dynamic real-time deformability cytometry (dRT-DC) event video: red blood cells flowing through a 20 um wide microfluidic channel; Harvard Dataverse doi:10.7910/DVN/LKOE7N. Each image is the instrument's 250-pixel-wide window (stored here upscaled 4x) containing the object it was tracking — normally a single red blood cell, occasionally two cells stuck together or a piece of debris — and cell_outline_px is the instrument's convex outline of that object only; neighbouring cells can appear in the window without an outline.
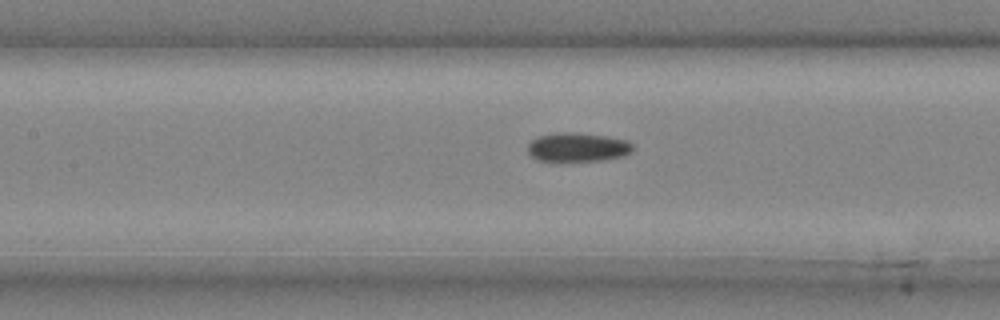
{"species": "common noctule bat (a hibernating species)", "species_latin": "Nyctalus noctula", "temperature_condition": "cold", "stored_images_in_passage": 19, "camera_frame_rate_fps": 3000, "um_per_image_px": 0.085, "animal": {"sex": "male", "body_mass_g": 20.4}, "frame": {"image": 1, "passage_image": 14, "time_ms": 4.333, "image_size_px": [1000, 320], "cell_outline_px": [[632, 152], [624, 156], [600, 160], [536, 160], [528, 152], [528, 144], [532, 140], [540, 136], [556, 132], [572, 132], [604, 136], [628, 140], [632, 144]], "centroid_in_image_um": [49.11, 12.5], "position_along_channel_um": 158.3, "area_um2": 17.46}}
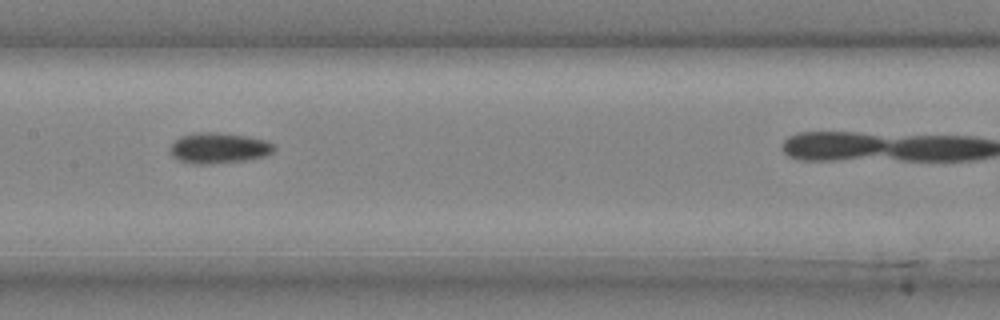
{"frame": {"image": 2, "passage_image": 16, "time_ms": 5.0, "image_size_px": [1000, 320], "cell_outline_px": [[276, 148], [272, 152], [264, 156], [244, 160], [212, 164], [192, 164], [180, 160], [172, 156], [172, 144], [180, 136], [196, 132], [216, 132], [248, 136], [264, 140], [276, 144]], "centroid_in_image_um": [18.62, 12.58], "position_along_channel_um": 188.8, "area_um2": 18.5}}